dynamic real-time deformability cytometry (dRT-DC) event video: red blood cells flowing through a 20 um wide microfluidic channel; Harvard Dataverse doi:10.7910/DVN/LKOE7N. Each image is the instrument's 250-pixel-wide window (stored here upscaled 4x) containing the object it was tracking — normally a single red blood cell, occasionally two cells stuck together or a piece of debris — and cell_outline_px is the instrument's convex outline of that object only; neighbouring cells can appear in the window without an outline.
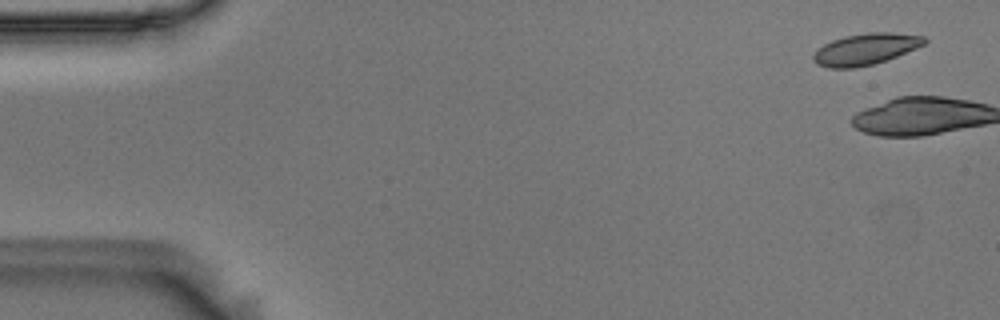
{"species": "Egyptian fruit bat (a non-hibernating species)", "species_latin": "Rousettus aegyptiacus", "temperature_condition": "room temperature", "stored_images_in_passage": 4, "camera_frame_rate_fps": 3000, "um_per_image_px": 0.085, "animal": {"sex": "male"}, "frame": {"image": 1, "passage_image": 3, "time_ms": 0.667, "image_size_px": [1000, 320], "cell_outline_px": [[928, 40], [924, 44], [916, 48], [896, 56], [872, 64], [852, 68], [828, 68], [816, 64], [812, 60], [812, 56], [816, 48], [832, 40], [844, 36], [868, 32], [892, 32], [924, 36]], "centroid_in_image_um": [73.52, 4.17], "position_along_channel_um": 11.5, "area_um2": 20.35}}